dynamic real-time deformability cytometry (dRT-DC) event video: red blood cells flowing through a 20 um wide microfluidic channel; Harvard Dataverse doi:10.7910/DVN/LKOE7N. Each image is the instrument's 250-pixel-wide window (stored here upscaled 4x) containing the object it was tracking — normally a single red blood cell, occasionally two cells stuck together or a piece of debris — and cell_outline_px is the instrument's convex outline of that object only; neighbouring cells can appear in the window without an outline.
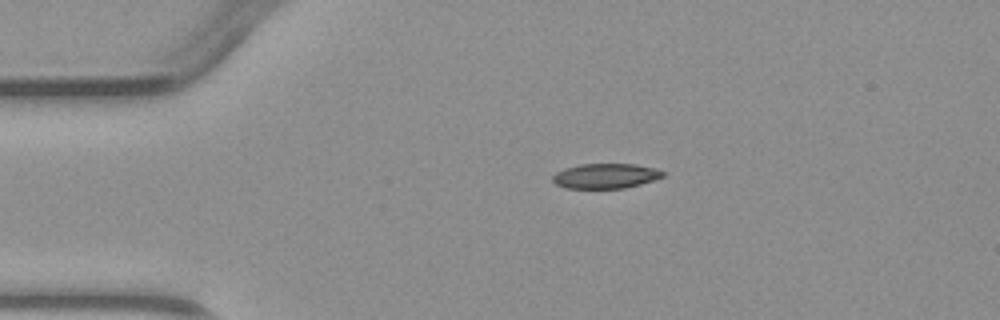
{"species": "common noctule bat (a hibernating species)", "species_latin": "Nyctalus noctula", "temperature_condition": "warm", "stored_images_in_passage": 1, "camera_frame_rate_fps": 3000, "um_per_image_px": 0.085, "animal": {"sex": "male", "body_mass_g": 23.1, "forearm_length_mm": 52.7}, "frame": {"image": 1, "passage_image": 1, "time_ms": 0.0, "image_size_px": [1000, 320], "cell_outline_px": [[664, 176], [640, 184], [624, 188], [564, 188], [556, 184], [552, 180], [552, 176], [556, 172], [564, 168], [580, 164], [636, 164], [656, 168], [664, 172]], "centroid_in_image_um": [51.45, 14.95], "position_along_channel_um": 33.6, "area_um2": 16.01}}